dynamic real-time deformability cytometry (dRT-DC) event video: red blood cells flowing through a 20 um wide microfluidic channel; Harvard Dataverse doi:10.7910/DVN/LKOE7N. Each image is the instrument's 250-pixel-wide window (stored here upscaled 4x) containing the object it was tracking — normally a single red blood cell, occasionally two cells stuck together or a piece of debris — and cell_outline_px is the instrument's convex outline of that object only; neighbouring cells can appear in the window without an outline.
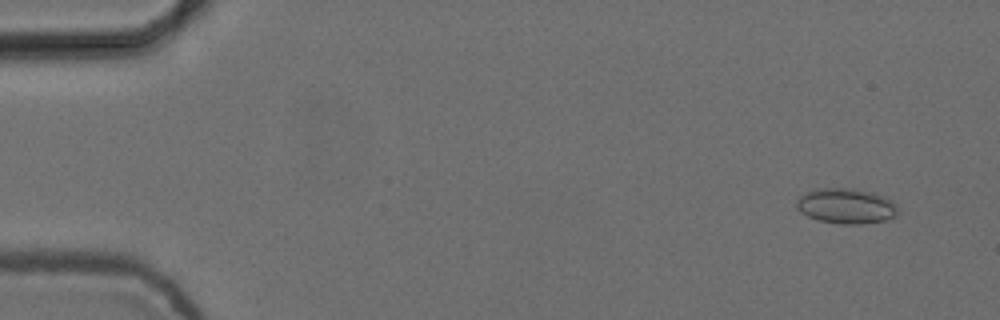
{"species": "common noctule bat (a hibernating species)", "species_latin": "Nyctalus noctula", "temperature_condition": "cold", "stored_images_in_passage": 4, "camera_frame_rate_fps": 3000, "um_per_image_px": 0.085, "animal": {"sex": "female", "body_mass_g": 24.6, "forearm_length_mm": 56.2}, "frame": {"image": 1, "passage_image": 1, "time_ms": 0.0, "image_size_px": [1000, 320], "cell_outline_px": [[900, 212], [896, 216], [884, 220], [860, 224], [840, 224], [820, 220], [808, 216], [796, 208], [796, 200], [800, 196], [812, 188], [856, 188], [872, 192], [884, 196], [892, 200], [900, 208]], "centroid_in_image_um": [71.95, 17.49], "position_along_channel_um": 13.0, "area_um2": 21.15}}
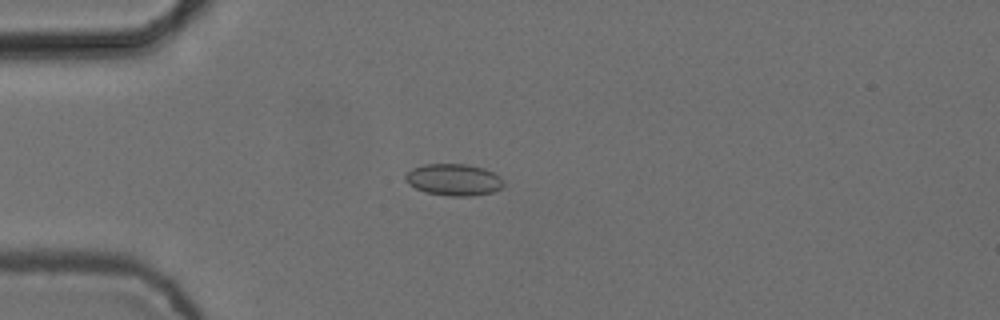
{"frame": {"image": 2, "passage_image": 4, "time_ms": 1.0, "image_size_px": [1000, 320], "cell_outline_px": [[504, 184], [500, 188], [492, 192], [472, 196], [448, 196], [424, 192], [408, 184], [404, 180], [404, 176], [412, 168], [424, 164], [464, 164], [484, 168], [500, 176], [504, 180]], "centroid_in_image_um": [38.55, 15.28], "position_along_channel_um": 46.5, "area_um2": 18.26}}